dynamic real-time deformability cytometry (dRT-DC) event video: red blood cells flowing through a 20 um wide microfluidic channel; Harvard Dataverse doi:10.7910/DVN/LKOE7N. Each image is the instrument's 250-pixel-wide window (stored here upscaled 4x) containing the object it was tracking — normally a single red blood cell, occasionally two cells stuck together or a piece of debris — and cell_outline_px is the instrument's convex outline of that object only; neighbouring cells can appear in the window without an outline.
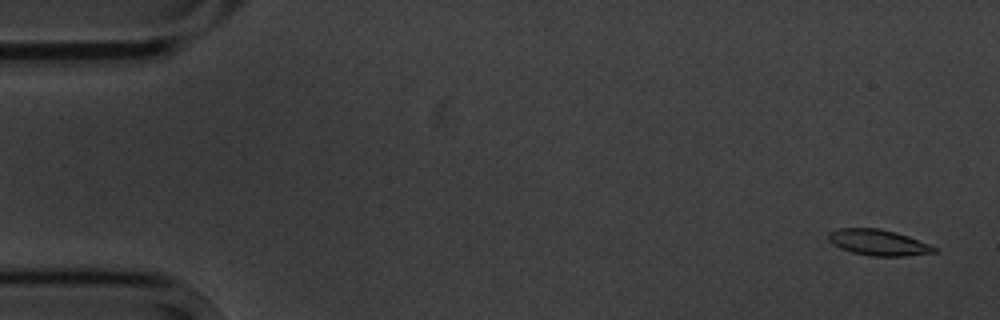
{"species": "common noctule bat (a hibernating species)", "species_latin": "Nyctalus noctula", "temperature_condition": "cold", "stored_images_in_passage": 5, "segment_of_instrument_passage": [2, 2], "camera_frame_rate_fps": 3000, "um_per_image_px": 0.085, "animal": {"sex": "male", "body_mass_g": 20.1, "forearm_length_mm": 53.5}, "frame": {"image": 1, "passage_image": 5, "time_ms": 5.667, "image_size_px": [1000, 320], "cell_outline_px": [[936, 252], [908, 256], [872, 256], [852, 252], [840, 248], [832, 244], [828, 240], [828, 232], [840, 228], [880, 228], [896, 232], [908, 236], [928, 244], [936, 248]], "centroid_in_image_um": [74.62, 20.61], "position_along_channel_um": 10.4, "area_um2": 15.95}}